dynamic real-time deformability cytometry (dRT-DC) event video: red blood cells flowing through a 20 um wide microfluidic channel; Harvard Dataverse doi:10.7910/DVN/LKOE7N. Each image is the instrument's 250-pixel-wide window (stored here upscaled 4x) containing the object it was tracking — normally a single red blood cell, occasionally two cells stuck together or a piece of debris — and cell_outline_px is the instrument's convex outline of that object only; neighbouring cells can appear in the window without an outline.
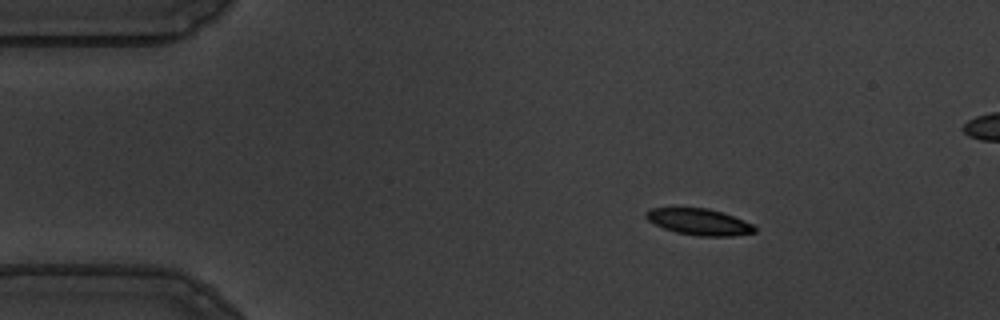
{"species": "common noctule bat (a hibernating species)", "species_latin": "Nyctalus noctula", "temperature_condition": "warm", "stored_images_in_passage": 49, "segment_of_instrument_passage": [1, 2], "camera_frame_rate_fps": 3000, "um_per_image_px": 0.085, "animal": {"sex": "male", "body_mass_g": 19.5, "forearm_length_mm": 54.6}, "frame": {"image": 1, "passage_image": 1, "time_ms": 0.0, "image_size_px": [1000, 320], "cell_outline_px": [[756, 232], [732, 236], [700, 236], [676, 232], [664, 228], [648, 220], [644, 216], [644, 212], [652, 208], [676, 204], [708, 208], [732, 216], [752, 224], [756, 228]], "centroid_in_image_um": [59.33, 18.8], "position_along_channel_um": 25.7, "area_um2": 17.28}}
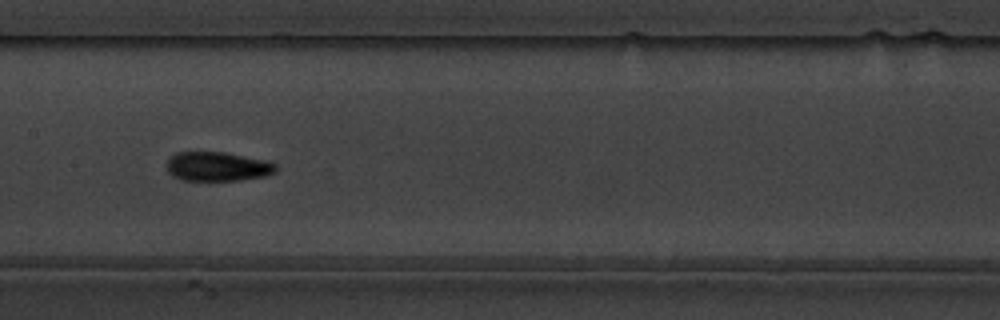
{"frame": {"image": 2, "passage_image": 20, "time_ms": 6.333, "image_size_px": [1000, 320], "cell_outline_px": [[276, 172], [264, 176], [240, 180], [180, 180], [172, 176], [168, 172], [168, 160], [176, 152], [224, 152], [268, 160], [276, 164]], "centroid_in_image_um": [18.51, 14.15], "position_along_channel_um": 188.9, "area_um2": 18.61}}
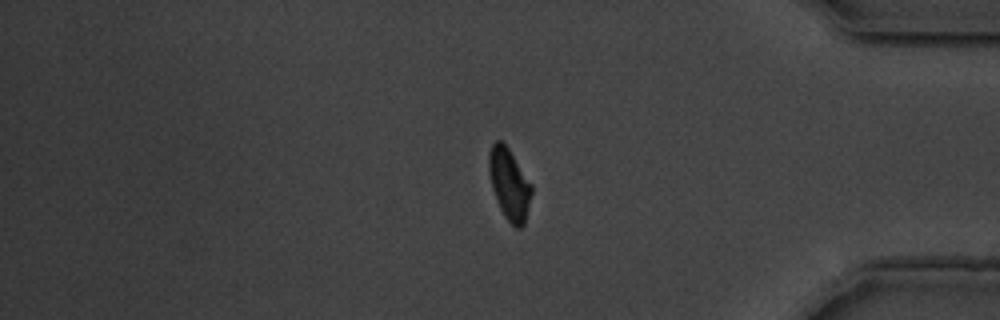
{"frame": {"image": 3, "passage_image": 39, "time_ms": 12.667, "image_size_px": [1000, 320], "cell_outline_px": [[532, 192], [524, 224], [520, 228], [516, 228], [504, 216], [500, 208], [492, 188], [488, 172], [488, 152], [492, 144], [496, 140], [500, 140], [508, 148], [532, 184]], "centroid_in_image_um": [43.27, 15.63], "position_along_channel_um": 391.9, "area_um2": 17.63}}